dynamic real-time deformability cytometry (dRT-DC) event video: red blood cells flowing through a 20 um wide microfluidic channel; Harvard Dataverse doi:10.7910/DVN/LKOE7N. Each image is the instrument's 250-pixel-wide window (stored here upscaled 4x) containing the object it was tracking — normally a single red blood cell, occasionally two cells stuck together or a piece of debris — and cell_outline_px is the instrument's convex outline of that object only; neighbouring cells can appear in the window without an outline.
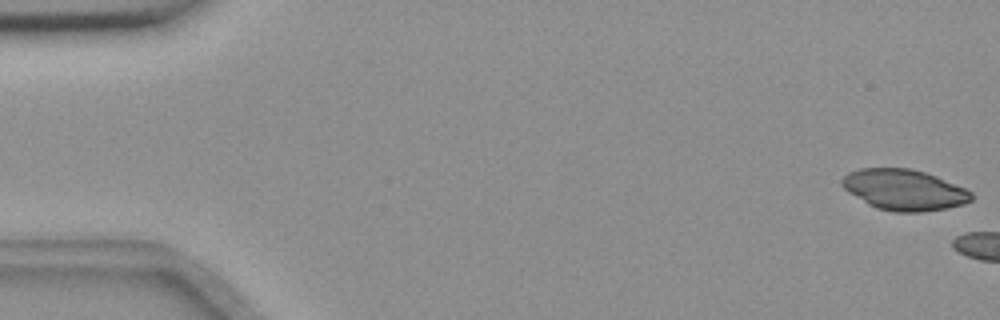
{"species": "common noctule bat (a hibernating species)", "species_latin": "Nyctalus noctula", "temperature_condition": "room temperature", "stored_images_in_passage": 5, "camera_frame_rate_fps": 3000, "um_per_image_px": 0.085, "animal": {"sex": "female", "body_mass_g": 18.4}, "frame": {"image": 1, "passage_image": 1, "time_ms": 0.0, "image_size_px": [1000, 320], "cell_outline_px": [[972, 200], [964, 204], [948, 208], [924, 212], [896, 212], [876, 208], [868, 204], [848, 192], [840, 184], [840, 180], [848, 172], [860, 168], [908, 168], [924, 172], [936, 176], [964, 188], [972, 192]], "centroid_in_image_um": [76.83, 16.14], "position_along_channel_um": 8.2, "area_um2": 30.81}}